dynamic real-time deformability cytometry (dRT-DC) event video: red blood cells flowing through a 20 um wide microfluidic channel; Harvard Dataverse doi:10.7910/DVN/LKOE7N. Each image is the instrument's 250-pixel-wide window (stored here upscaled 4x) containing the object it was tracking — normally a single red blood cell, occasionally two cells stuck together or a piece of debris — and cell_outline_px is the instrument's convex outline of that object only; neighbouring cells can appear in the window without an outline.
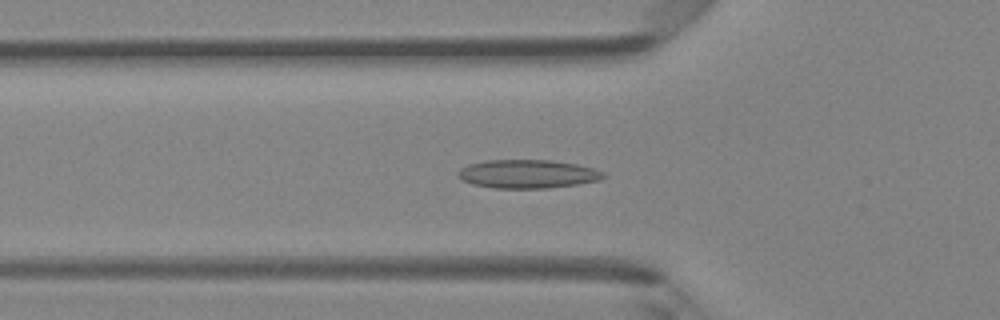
{"species": "Egyptian fruit bat (a non-hibernating species)", "species_latin": "Rousettus aegyptiacus", "temperature_condition": "room temperature", "stored_images_in_passage": 47, "camera_frame_rate_fps": 3000, "um_per_image_px": 0.085, "animal": {"sex": "female"}, "frame": {"image": 1, "passage_image": 16, "time_ms": 5.0, "image_size_px": [1000, 320], "cell_outline_px": [[608, 176], [600, 180], [576, 184], [548, 188], [492, 188], [472, 184], [464, 180], [456, 172], [460, 168], [468, 164], [484, 160], [552, 160], [576, 164], [592, 168], [604, 172]], "centroid_in_image_um": [44.85, 14.78], "position_along_channel_um": 81.0, "area_um2": 24.22}}
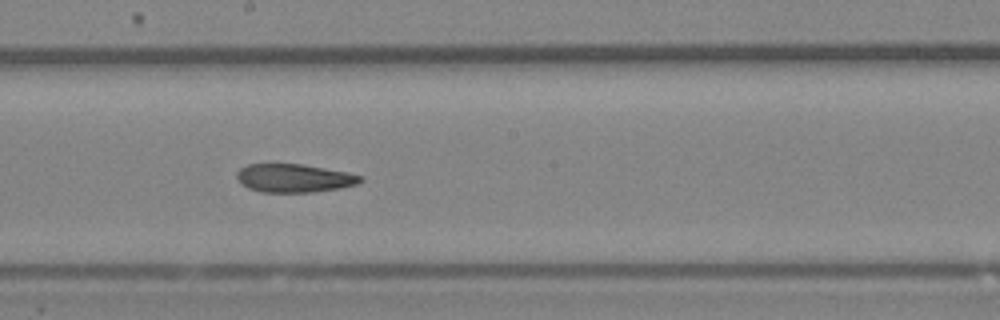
{"frame": {"image": 2, "passage_image": 26, "time_ms": 8.333, "image_size_px": [1000, 320], "cell_outline_px": [[364, 180], [356, 184], [340, 188], [312, 192], [260, 192], [248, 188], [236, 176], [236, 172], [240, 168], [248, 164], [300, 164], [348, 172], [364, 176]], "centroid_in_image_um": [25.02, 15.14], "position_along_channel_um": 223.2, "area_um2": 20.35}}
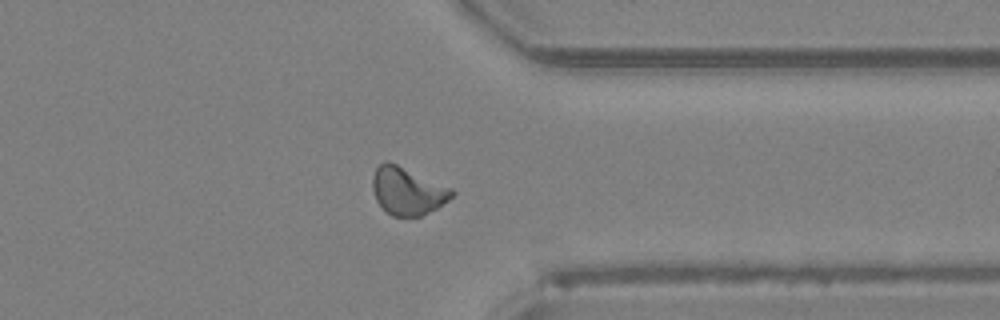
{"frame": {"image": 3, "passage_image": 37, "time_ms": 12.0, "image_size_px": [1000, 320], "cell_outline_px": [[456, 192], [448, 200], [436, 208], [420, 216], [392, 216], [376, 200], [372, 188], [372, 176], [376, 168], [384, 160], [388, 160], [452, 188]], "centroid_in_image_um": [34.62, 16.21], "position_along_channel_um": 376.8, "area_um2": 21.85}, "authors_computed_cell_mechanics": {"area_um2": 21.7906, "velocity_mm_per_s": 4.2762, "shape_relaxation_time_tau1_ms": null, "shape_relaxation_time_tau2_ms": 2.3352, "deformation_change_tau1": null, "deformation_change_tau2": 0.0713}}